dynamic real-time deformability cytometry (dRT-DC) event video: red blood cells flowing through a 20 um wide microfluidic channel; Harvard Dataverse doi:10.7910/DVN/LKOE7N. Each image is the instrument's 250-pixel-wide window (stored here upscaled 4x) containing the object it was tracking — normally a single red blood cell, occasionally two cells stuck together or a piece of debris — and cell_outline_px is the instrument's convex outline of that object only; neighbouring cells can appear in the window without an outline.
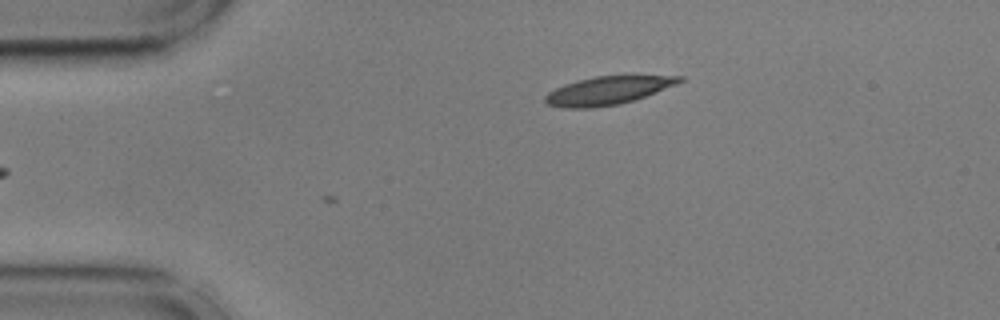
{"species": "common noctule bat (a hibernating species)", "species_latin": "Nyctalus noctula", "temperature_condition": "cold", "stored_images_in_passage": 5, "camera_frame_rate_fps": 3000, "um_per_image_px": 0.085, "animal": {"sex": "male", "body_mass_g": 17.9, "forearm_length_mm": 54.2}, "frame": {"image": 1, "passage_image": 5, "time_ms": 1.333, "image_size_px": [1000, 320], "cell_outline_px": [[684, 80], [676, 84], [644, 96], [620, 104], [592, 108], [564, 108], [548, 104], [544, 100], [544, 96], [548, 92], [564, 84], [576, 80], [596, 76], [684, 76]], "centroid_in_image_um": [51.61, 7.7], "position_along_channel_um": 33.4, "area_um2": 21.79}}